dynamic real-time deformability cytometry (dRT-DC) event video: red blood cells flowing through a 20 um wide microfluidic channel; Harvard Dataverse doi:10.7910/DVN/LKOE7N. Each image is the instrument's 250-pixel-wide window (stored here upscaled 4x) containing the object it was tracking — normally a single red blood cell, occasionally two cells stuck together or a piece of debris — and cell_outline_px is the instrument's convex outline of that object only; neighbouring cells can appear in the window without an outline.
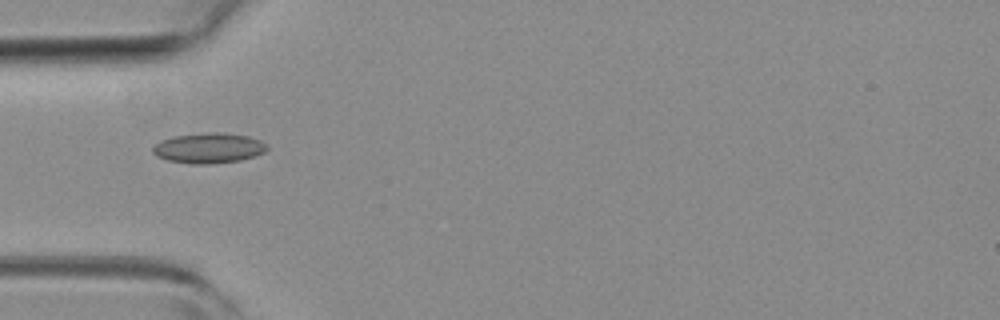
{"species": "common noctule bat (a hibernating species)", "species_latin": "Nyctalus noctula", "temperature_condition": "room temperature", "stored_images_in_passage": 7, "camera_frame_rate_fps": 3000, "um_per_image_px": 0.085, "animal": {"sex": "female", "body_mass_g": 19.3, "forearm_length_mm": 54.1}, "frame": {"image": 1, "passage_image": 4, "time_ms": 1.0, "image_size_px": [1000, 320], "cell_outline_px": [[268, 148], [264, 152], [256, 156], [240, 160], [212, 164], [192, 164], [168, 160], [156, 156], [152, 152], [152, 148], [160, 140], [172, 136], [208, 132], [220, 132], [248, 136], [260, 140], [268, 144]], "centroid_in_image_um": [17.74, 12.58], "position_along_channel_um": 67.3, "area_um2": 20.35}}
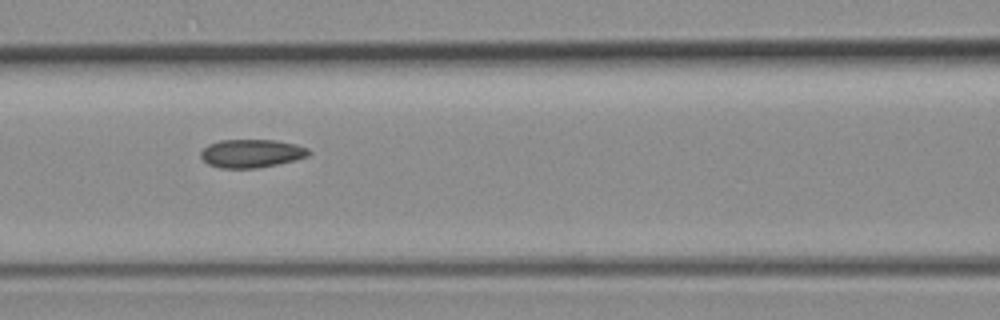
{"frame": {"image": 2, "passage_image": 6, "time_ms": 1.667, "image_size_px": [1000, 320], "cell_outline_px": [[312, 152], [308, 156], [296, 160], [256, 168], [220, 168], [208, 164], [200, 156], [200, 152], [208, 144], [220, 140], [276, 140], [296, 144], [308, 148]], "centroid_in_image_um": [21.39, 13.03], "position_along_channel_um": 145.2, "area_um2": 17.86}}
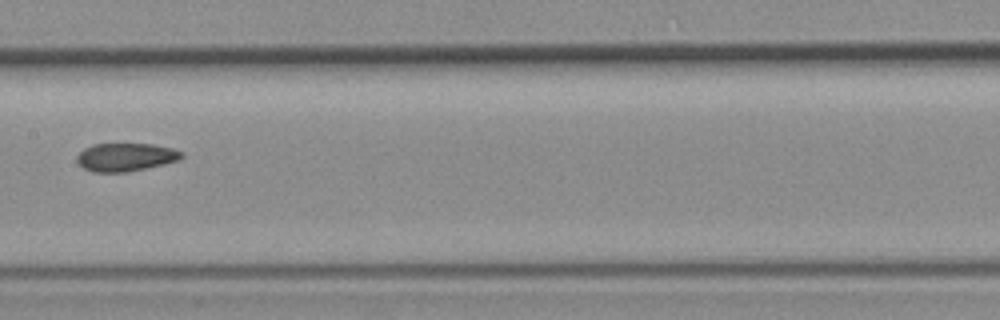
{"frame": {"image": 3, "passage_image": 7, "time_ms": 2.0, "image_size_px": [1000, 320], "cell_outline_px": [[184, 156], [180, 160], [164, 164], [128, 172], [92, 172], [84, 168], [76, 160], [76, 156], [84, 148], [92, 144], [152, 144], [172, 148], [184, 152]], "centroid_in_image_um": [10.7, 13.35], "position_along_channel_um": 196.7, "area_um2": 17.28}}